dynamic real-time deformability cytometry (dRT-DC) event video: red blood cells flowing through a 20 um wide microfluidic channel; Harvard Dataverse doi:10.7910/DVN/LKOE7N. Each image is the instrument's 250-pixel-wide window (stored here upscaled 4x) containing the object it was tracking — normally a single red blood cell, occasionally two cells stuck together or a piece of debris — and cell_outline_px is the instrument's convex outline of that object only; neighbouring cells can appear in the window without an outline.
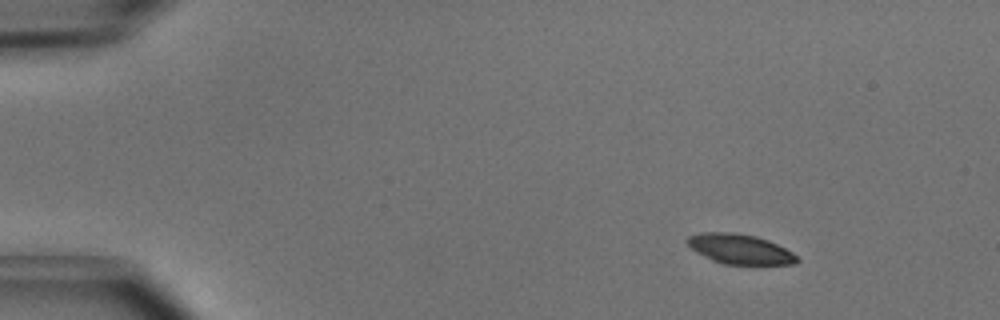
{"species": "common noctule bat (a hibernating species)", "species_latin": "Nyctalus noctula", "temperature_condition": "cold", "stored_images_in_passage": 7, "camera_frame_rate_fps": 3000, "um_per_image_px": 0.085, "animal": {"sex": "male", "body_mass_g": 15.6}, "frame": {"image": 1, "passage_image": 1, "time_ms": 0.0, "image_size_px": [1000, 320], "cell_outline_px": [[800, 260], [796, 264], [724, 264], [712, 260], [696, 252], [684, 240], [688, 236], [700, 232], [732, 232], [756, 236], [768, 240], [792, 252]], "centroid_in_image_um": [62.86, 21.16], "position_along_channel_um": 22.1, "area_um2": 19.07}}
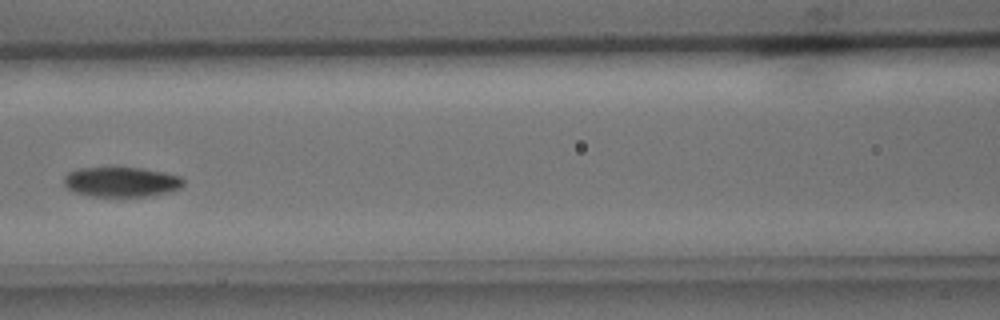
{"frame": {"image": 2, "passage_image": 6, "time_ms": 1.667, "image_size_px": [1000, 320], "cell_outline_px": [[184, 184], [180, 188], [172, 192], [152, 196], [92, 196], [72, 192], [64, 184], [64, 176], [68, 172], [76, 168], [140, 168], [164, 172], [180, 176], [184, 180]], "centroid_in_image_um": [10.32, 15.47], "position_along_channel_um": 156.3, "area_um2": 20.98}}
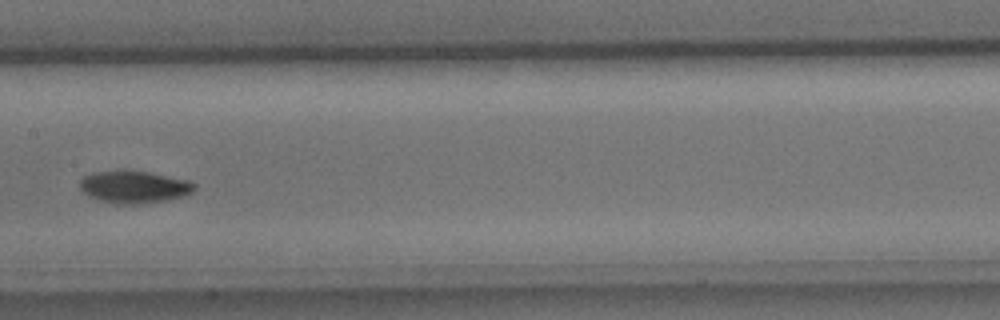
{"frame": {"image": 3, "passage_image": 7, "time_ms": 2.0, "image_size_px": [1000, 320], "cell_outline_px": [[196, 188], [192, 192], [184, 196], [164, 200], [136, 204], [116, 204], [100, 200], [88, 196], [80, 188], [80, 180], [84, 176], [96, 172], [148, 172], [188, 180], [196, 184]], "centroid_in_image_um": [11.42, 15.91], "position_along_channel_um": 196.0, "area_um2": 21.04}}